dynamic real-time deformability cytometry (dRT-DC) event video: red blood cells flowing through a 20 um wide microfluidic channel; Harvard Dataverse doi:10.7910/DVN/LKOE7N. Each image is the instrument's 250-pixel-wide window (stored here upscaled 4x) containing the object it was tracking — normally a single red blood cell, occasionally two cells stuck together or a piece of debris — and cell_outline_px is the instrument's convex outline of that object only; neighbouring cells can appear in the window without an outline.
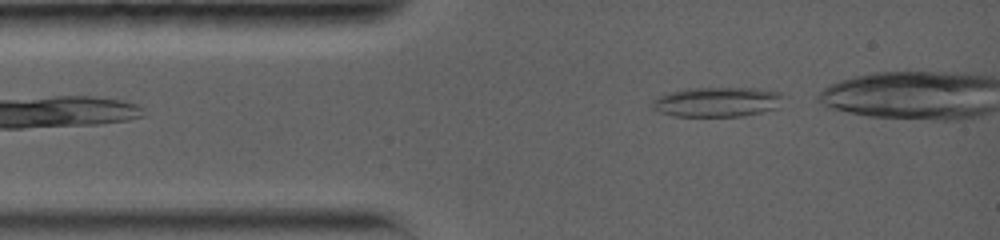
{"species": "common noctule bat (a hibernating species)", "species_latin": "Nyctalus noctula", "temperature_condition": "warm", "stored_images_in_passage": 22, "camera_frame_rate_fps": 5000, "um_per_image_px": 0.085, "animal": {"sex": "female", "body_mass_g": 19.0, "forearm_length_mm": 56.7}, "frame": {"image": 1, "passage_image": 1, "time_ms": 0.0, "image_size_px": [1000, 240], "cell_outline_px": [[788, 96], [780, 108], [744, 116], [672, 116], [660, 112], [652, 108], [652, 100], [656, 96], [668, 92], [688, 88], [756, 88], [780, 92]], "centroid_in_image_um": [61.03, 8.66], "position_along_channel_um": 24.0, "area_um2": 23.35}}
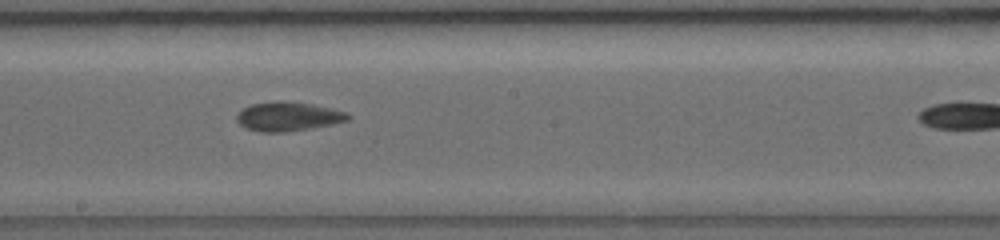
{"frame": {"image": 2, "passage_image": 14, "time_ms": 6.0, "image_size_px": [1000, 240], "cell_outline_px": [[352, 116], [348, 120], [332, 124], [312, 128], [288, 132], [260, 132], [248, 128], [240, 124], [236, 120], [236, 116], [244, 108], [252, 104], [276, 100], [284, 100], [312, 104], [348, 112]], "centroid_in_image_um": [24.52, 9.89], "position_along_channel_um": 223.7, "area_um2": 18.96}}
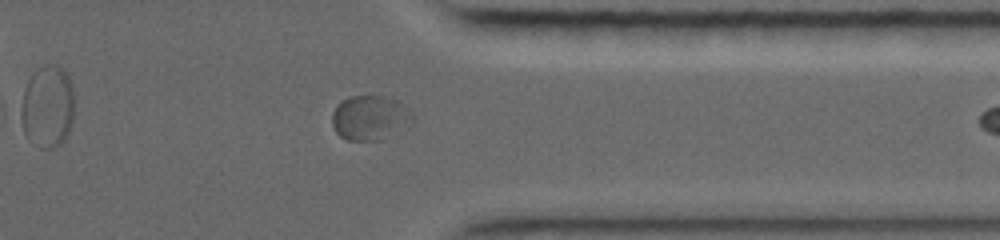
{"frame": {"image": 3, "passage_image": 21, "time_ms": 10.2, "image_size_px": [1000, 240], "cell_outline_px": [[416, 120], [412, 124], [380, 140], [348, 140], [340, 136], [336, 132], [332, 124], [332, 112], [336, 104], [340, 100], [352, 96], [372, 92], [392, 96], [408, 108], [412, 112]], "centroid_in_image_um": [31.48, 9.94], "position_along_channel_um": 379.9, "area_um2": 21.91}}